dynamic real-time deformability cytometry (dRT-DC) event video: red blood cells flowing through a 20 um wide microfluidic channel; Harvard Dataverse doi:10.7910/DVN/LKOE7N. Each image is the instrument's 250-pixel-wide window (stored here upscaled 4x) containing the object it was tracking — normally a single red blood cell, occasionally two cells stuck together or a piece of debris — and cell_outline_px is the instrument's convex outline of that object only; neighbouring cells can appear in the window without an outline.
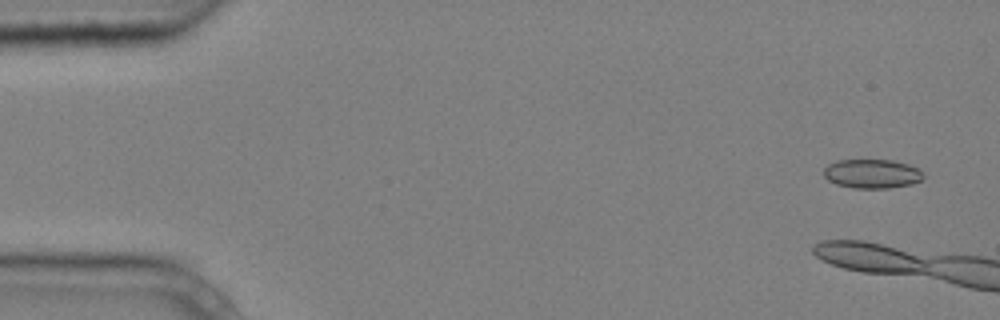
{"species": "common noctule bat (a hibernating species)", "species_latin": "Nyctalus noctula", "temperature_condition": "cold", "stored_images_in_passage": 6, "camera_frame_rate_fps": 3000, "um_per_image_px": 0.085, "animal": {"sex": "male", "body_mass_g": 20.4}, "frame": {"image": 1, "passage_image": 1, "time_ms": 0.0, "image_size_px": [1000, 320], "cell_outline_px": [[924, 176], [920, 180], [912, 184], [888, 188], [852, 188], [836, 184], [828, 180], [824, 176], [824, 168], [828, 164], [836, 160], [892, 160], [908, 164], [924, 172]], "centroid_in_image_um": [74.11, 14.77], "position_along_channel_um": 10.9, "area_um2": 16.94}}
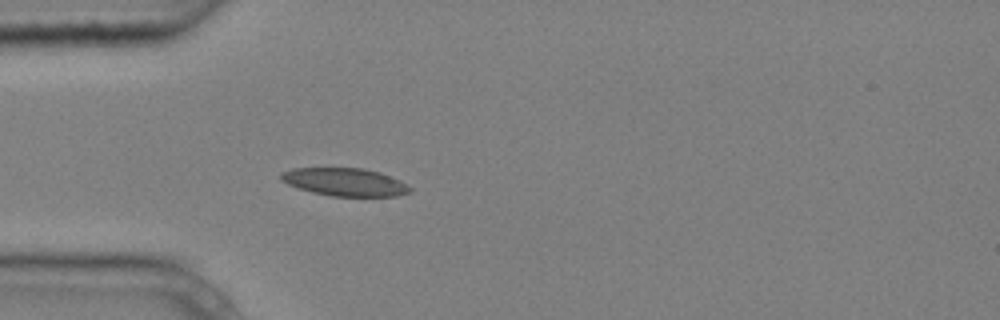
{"frame": {"image": 2, "passage_image": 6, "time_ms": 1.667, "image_size_px": [1000, 320], "cell_outline_px": [[412, 192], [396, 196], [332, 196], [312, 192], [288, 184], [280, 180], [280, 172], [292, 168], [364, 168], [380, 172], [400, 180], [412, 188]], "centroid_in_image_um": [29.32, 15.47], "position_along_channel_um": 55.7, "area_um2": 21.04}}